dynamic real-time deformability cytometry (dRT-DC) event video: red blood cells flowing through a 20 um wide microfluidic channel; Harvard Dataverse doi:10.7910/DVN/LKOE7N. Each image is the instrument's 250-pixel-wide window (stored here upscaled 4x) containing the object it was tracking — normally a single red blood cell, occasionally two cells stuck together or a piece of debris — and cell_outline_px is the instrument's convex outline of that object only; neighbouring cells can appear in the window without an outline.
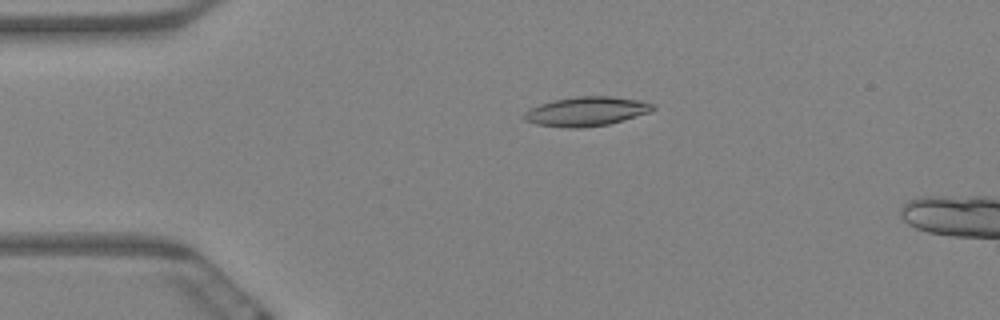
{"species": "Egyptian fruit bat (a non-hibernating species)", "species_latin": "Rousettus aegyptiacus", "temperature_condition": "warm", "stored_images_in_passage": 6, "camera_frame_rate_fps": 3000, "um_per_image_px": 0.085, "animal": {"sex": "female"}, "frame": {"image": 1, "passage_image": 4, "time_ms": 1.0, "image_size_px": [1000, 320], "cell_outline_px": [[656, 108], [648, 112], [608, 124], [580, 128], [568, 128], [536, 124], [524, 120], [524, 112], [528, 108], [540, 104], [556, 100], [576, 96], [608, 96], [640, 100], [656, 104]], "centroid_in_image_um": [49.82, 9.46], "position_along_channel_um": 35.2, "area_um2": 21.79}}